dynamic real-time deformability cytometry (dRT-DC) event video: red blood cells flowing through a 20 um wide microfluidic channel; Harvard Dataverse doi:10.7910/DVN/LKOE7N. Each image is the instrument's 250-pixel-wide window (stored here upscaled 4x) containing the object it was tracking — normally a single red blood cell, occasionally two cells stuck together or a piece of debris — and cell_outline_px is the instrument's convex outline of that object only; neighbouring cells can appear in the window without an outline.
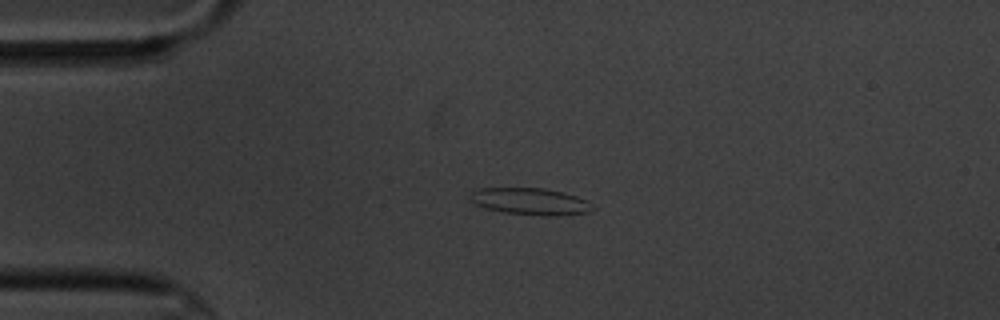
{"species": "common noctule bat (a hibernating species)", "species_latin": "Nyctalus noctula", "temperature_condition": "cold", "stored_images_in_passage": 2, "camera_frame_rate_fps": 3000, "um_per_image_px": 0.085, "animal": {"sex": "male", "body_mass_g": 20.1, "forearm_length_mm": 53.5}, "frame": {"image": 1, "passage_image": 1, "time_ms": 0.0, "image_size_px": [1000, 320], "cell_outline_px": [[596, 208], [588, 212], [552, 216], [548, 216], [504, 212], [488, 208], [476, 204], [472, 200], [472, 192], [480, 188], [544, 188], [564, 192], [588, 200]], "centroid_in_image_um": [45.16, 17.11], "position_along_channel_um": 39.8, "area_um2": 18.9}}